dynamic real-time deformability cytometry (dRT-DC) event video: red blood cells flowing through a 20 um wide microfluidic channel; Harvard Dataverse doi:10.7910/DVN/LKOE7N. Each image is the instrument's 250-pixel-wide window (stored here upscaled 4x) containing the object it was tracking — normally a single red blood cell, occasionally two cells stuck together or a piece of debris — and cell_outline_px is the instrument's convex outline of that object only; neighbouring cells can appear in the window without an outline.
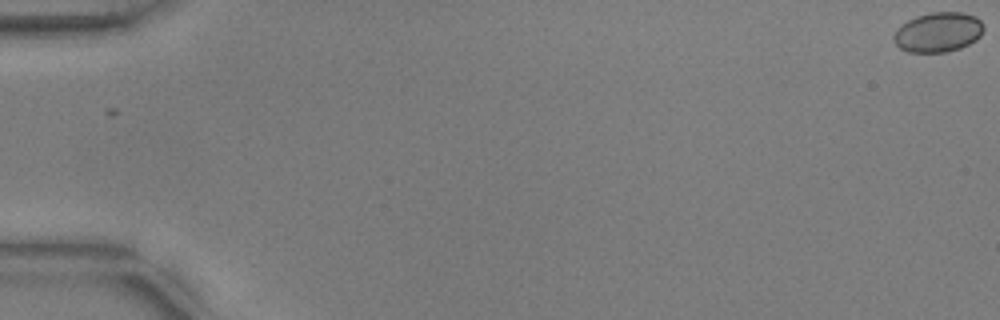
{"species": "common noctule bat (a hibernating species)", "species_latin": "Nyctalus noctula", "temperature_condition": "warm", "stored_images_in_passage": 56, "camera_frame_rate_fps": 3000, "um_per_image_px": 0.085, "animal": {"sex": "male", "body_mass_g": 17.9, "forearm_length_mm": 54.2}, "frame": {"image": 1, "passage_image": 1, "time_ms": 0.0, "image_size_px": [1000, 320], "cell_outline_px": [[984, 28], [980, 36], [976, 40], [960, 48], [944, 52], [908, 52], [900, 48], [896, 44], [892, 36], [908, 20], [916, 16], [932, 12], [960, 12], [976, 16], [984, 24]], "centroid_in_image_um": [79.77, 2.73], "position_along_channel_um": 5.2, "area_um2": 20.69}}
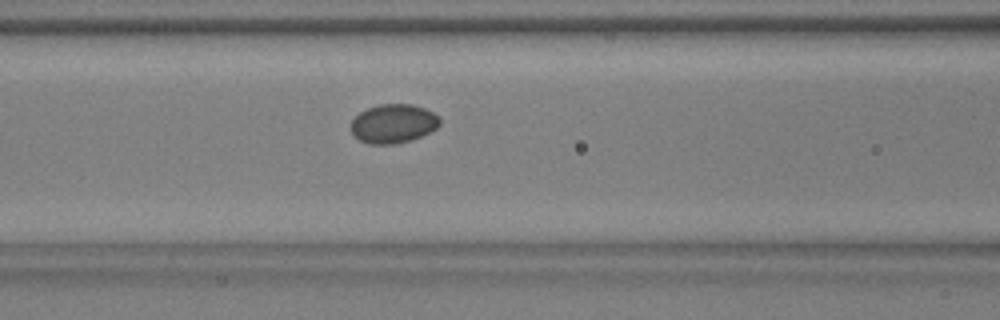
{"frame": {"image": 2, "passage_image": 25, "time_ms": 8.0, "image_size_px": [1000, 320], "cell_outline_px": [[440, 124], [436, 128], [412, 140], [392, 144], [368, 144], [360, 140], [352, 132], [352, 120], [360, 112], [368, 108], [380, 104], [412, 104], [424, 108], [440, 116]], "centroid_in_image_um": [33.45, 10.5], "position_along_channel_um": 133.2, "area_um2": 20.0}}
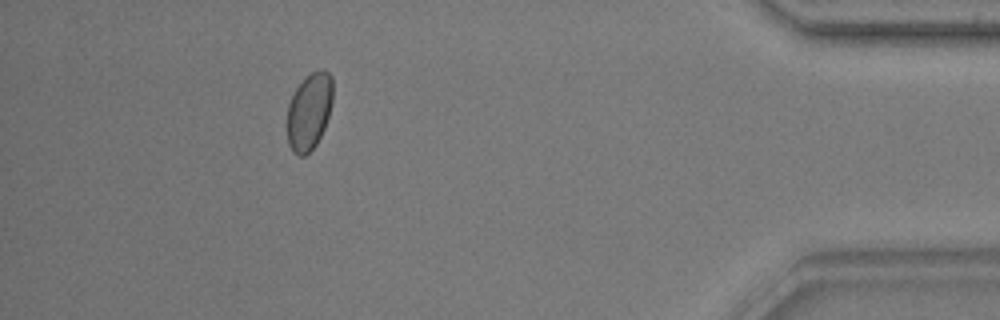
{"frame": {"image": 3, "passage_image": 51, "time_ms": 16.667, "image_size_px": [1000, 320], "cell_outline_px": [[332, 100], [328, 116], [324, 128], [316, 144], [304, 156], [296, 156], [292, 152], [288, 144], [288, 104], [296, 88], [312, 72], [324, 68], [332, 76]], "centroid_in_image_um": [26.28, 9.48], "position_along_channel_um": 408.9, "area_um2": 20.23}}